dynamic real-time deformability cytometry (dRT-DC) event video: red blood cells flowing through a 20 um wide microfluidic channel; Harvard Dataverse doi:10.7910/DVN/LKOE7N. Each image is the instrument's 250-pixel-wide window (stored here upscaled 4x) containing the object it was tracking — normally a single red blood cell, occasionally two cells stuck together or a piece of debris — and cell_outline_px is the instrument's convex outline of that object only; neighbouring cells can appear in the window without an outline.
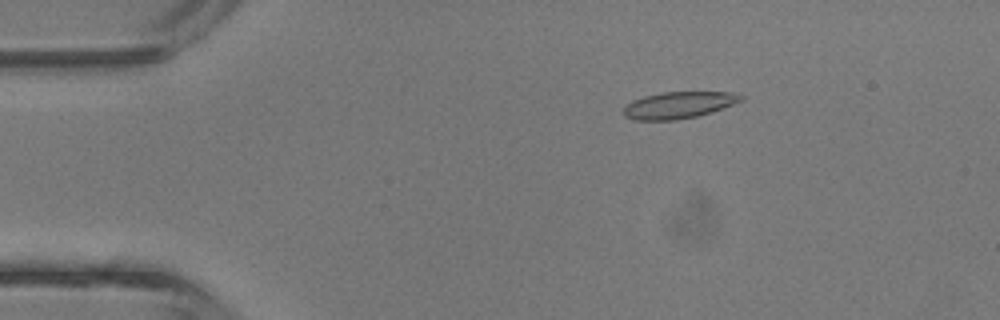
{"species": "common noctule bat (a hibernating species)", "species_latin": "Nyctalus noctula", "temperature_condition": "room temperature", "stored_images_in_passage": 42, "camera_frame_rate_fps": 3000, "um_per_image_px": 0.085, "animal": {"sex": "male", "body_mass_g": 13.3}, "frame": {"image": 1, "passage_image": 7, "time_ms": 2.0, "image_size_px": [1000, 320], "cell_outline_px": [[744, 100], [712, 112], [696, 116], [676, 120], [636, 120], [624, 116], [624, 108], [632, 100], [644, 96], [660, 92], [732, 92], [744, 96]], "centroid_in_image_um": [57.7, 8.92], "position_along_channel_um": 27.3, "area_um2": 18.26}}
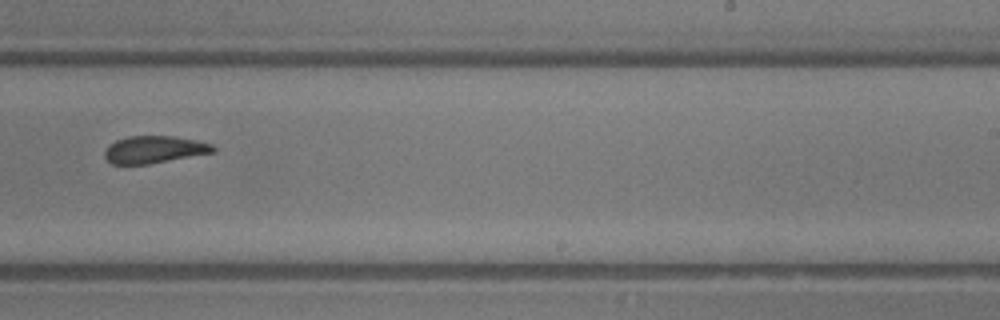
{"frame": {"image": 2, "passage_image": 26, "time_ms": 8.333, "image_size_px": [1000, 320], "cell_outline_px": [[216, 152], [148, 164], [112, 164], [104, 156], [104, 152], [108, 144], [116, 140], [128, 136], [172, 136], [196, 140], [212, 144], [216, 148]], "centroid_in_image_um": [13.11, 12.71], "position_along_channel_um": 275.9, "area_um2": 17.28}}
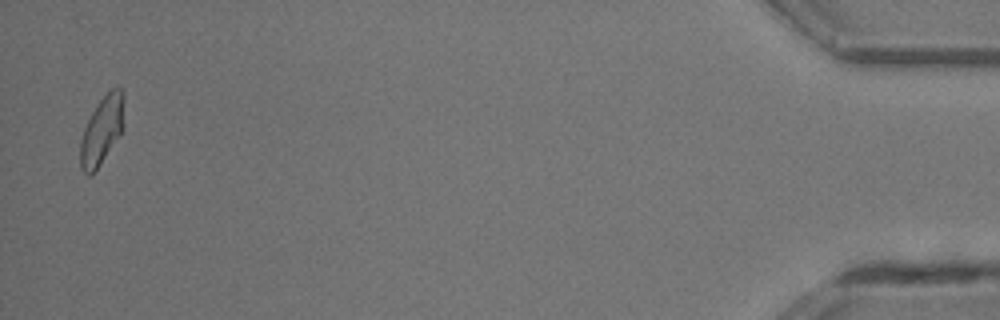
{"frame": {"image": 3, "passage_image": 41, "time_ms": 13.333, "image_size_px": [1000, 320], "cell_outline_px": [[124, 128], [92, 176], [88, 176], [80, 168], [80, 140], [84, 128], [96, 104], [116, 84], [120, 84], [124, 88]], "centroid_in_image_um": [8.69, 11.02], "position_along_channel_um": 426.5, "area_um2": 17.74}, "authors_computed_cell_mechanics": {"area_um2": 18.2648, "velocity_mm_per_s": 4.9133, "shape_relaxation_time_tau1_ms": 8.6189, "shape_relaxation_time_tau2_ms": 2.2364, "deformation_change_tau1": 0.2113, "deformation_change_tau2": 0.0929}}